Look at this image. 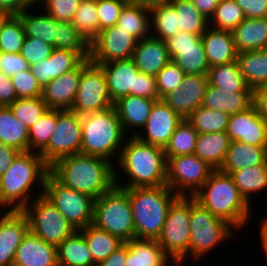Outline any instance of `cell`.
<instances>
[{"label":"cell","instance_id":"42","mask_svg":"<svg viewBox=\"0 0 267 266\" xmlns=\"http://www.w3.org/2000/svg\"><path fill=\"white\" fill-rule=\"evenodd\" d=\"M198 134L192 124L183 119L164 148L167 161L174 156L194 154Z\"/></svg>","mask_w":267,"mask_h":266},{"label":"cell","instance_id":"5","mask_svg":"<svg viewBox=\"0 0 267 266\" xmlns=\"http://www.w3.org/2000/svg\"><path fill=\"white\" fill-rule=\"evenodd\" d=\"M132 206L135 238L157 240L170 206L179 197L167 185L124 189Z\"/></svg>","mask_w":267,"mask_h":266},{"label":"cell","instance_id":"48","mask_svg":"<svg viewBox=\"0 0 267 266\" xmlns=\"http://www.w3.org/2000/svg\"><path fill=\"white\" fill-rule=\"evenodd\" d=\"M26 35L17 15H10L0 29V52L20 53Z\"/></svg>","mask_w":267,"mask_h":266},{"label":"cell","instance_id":"19","mask_svg":"<svg viewBox=\"0 0 267 266\" xmlns=\"http://www.w3.org/2000/svg\"><path fill=\"white\" fill-rule=\"evenodd\" d=\"M89 63V58L84 59L76 68L51 80L43 87L42 98L49 109H71L79 88L81 72Z\"/></svg>","mask_w":267,"mask_h":266},{"label":"cell","instance_id":"36","mask_svg":"<svg viewBox=\"0 0 267 266\" xmlns=\"http://www.w3.org/2000/svg\"><path fill=\"white\" fill-rule=\"evenodd\" d=\"M150 16L149 7L127 2L121 10L117 25L140 41L151 36Z\"/></svg>","mask_w":267,"mask_h":266},{"label":"cell","instance_id":"57","mask_svg":"<svg viewBox=\"0 0 267 266\" xmlns=\"http://www.w3.org/2000/svg\"><path fill=\"white\" fill-rule=\"evenodd\" d=\"M135 96L160 100L155 76L147 75L139 71L136 75Z\"/></svg>","mask_w":267,"mask_h":266},{"label":"cell","instance_id":"1","mask_svg":"<svg viewBox=\"0 0 267 266\" xmlns=\"http://www.w3.org/2000/svg\"><path fill=\"white\" fill-rule=\"evenodd\" d=\"M114 166L115 186L122 189L167 185L168 161L164 148L141 142L136 136L126 138ZM118 162V163H117ZM118 172V173H117ZM128 182L119 179L122 173Z\"/></svg>","mask_w":267,"mask_h":266},{"label":"cell","instance_id":"31","mask_svg":"<svg viewBox=\"0 0 267 266\" xmlns=\"http://www.w3.org/2000/svg\"><path fill=\"white\" fill-rule=\"evenodd\" d=\"M267 163V154L264 146H253L238 141H231L226 158L220 171L226 174L245 167H252Z\"/></svg>","mask_w":267,"mask_h":266},{"label":"cell","instance_id":"34","mask_svg":"<svg viewBox=\"0 0 267 266\" xmlns=\"http://www.w3.org/2000/svg\"><path fill=\"white\" fill-rule=\"evenodd\" d=\"M58 266H96L83 234L76 230L57 246Z\"/></svg>","mask_w":267,"mask_h":266},{"label":"cell","instance_id":"58","mask_svg":"<svg viewBox=\"0 0 267 266\" xmlns=\"http://www.w3.org/2000/svg\"><path fill=\"white\" fill-rule=\"evenodd\" d=\"M243 9L246 18H266L267 0H235Z\"/></svg>","mask_w":267,"mask_h":266},{"label":"cell","instance_id":"39","mask_svg":"<svg viewBox=\"0 0 267 266\" xmlns=\"http://www.w3.org/2000/svg\"><path fill=\"white\" fill-rule=\"evenodd\" d=\"M79 231L83 234L96 265L124 243L118 237L97 228L93 224L87 225Z\"/></svg>","mask_w":267,"mask_h":266},{"label":"cell","instance_id":"44","mask_svg":"<svg viewBox=\"0 0 267 266\" xmlns=\"http://www.w3.org/2000/svg\"><path fill=\"white\" fill-rule=\"evenodd\" d=\"M230 114L200 106L187 120L201 133L226 132Z\"/></svg>","mask_w":267,"mask_h":266},{"label":"cell","instance_id":"56","mask_svg":"<svg viewBox=\"0 0 267 266\" xmlns=\"http://www.w3.org/2000/svg\"><path fill=\"white\" fill-rule=\"evenodd\" d=\"M29 68L30 65L20 53L8 54L1 52L0 71L8 77L11 78Z\"/></svg>","mask_w":267,"mask_h":266},{"label":"cell","instance_id":"29","mask_svg":"<svg viewBox=\"0 0 267 266\" xmlns=\"http://www.w3.org/2000/svg\"><path fill=\"white\" fill-rule=\"evenodd\" d=\"M254 103L253 92H231L224 91L207 84L203 106L228 114L242 112L251 107Z\"/></svg>","mask_w":267,"mask_h":266},{"label":"cell","instance_id":"30","mask_svg":"<svg viewBox=\"0 0 267 266\" xmlns=\"http://www.w3.org/2000/svg\"><path fill=\"white\" fill-rule=\"evenodd\" d=\"M231 32L238 53L267 49V17L245 18Z\"/></svg>","mask_w":267,"mask_h":266},{"label":"cell","instance_id":"64","mask_svg":"<svg viewBox=\"0 0 267 266\" xmlns=\"http://www.w3.org/2000/svg\"><path fill=\"white\" fill-rule=\"evenodd\" d=\"M196 9L209 20L221 0H190Z\"/></svg>","mask_w":267,"mask_h":266},{"label":"cell","instance_id":"43","mask_svg":"<svg viewBox=\"0 0 267 266\" xmlns=\"http://www.w3.org/2000/svg\"><path fill=\"white\" fill-rule=\"evenodd\" d=\"M177 12L179 30L202 35L208 27V20L196 9L190 0H169Z\"/></svg>","mask_w":267,"mask_h":266},{"label":"cell","instance_id":"6","mask_svg":"<svg viewBox=\"0 0 267 266\" xmlns=\"http://www.w3.org/2000/svg\"><path fill=\"white\" fill-rule=\"evenodd\" d=\"M81 124V153L107 159L115 165L113 161L118 159L127 136L114 106L81 115Z\"/></svg>","mask_w":267,"mask_h":266},{"label":"cell","instance_id":"52","mask_svg":"<svg viewBox=\"0 0 267 266\" xmlns=\"http://www.w3.org/2000/svg\"><path fill=\"white\" fill-rule=\"evenodd\" d=\"M11 80L18 99L42 97L43 87L30 68L11 77Z\"/></svg>","mask_w":267,"mask_h":266},{"label":"cell","instance_id":"62","mask_svg":"<svg viewBox=\"0 0 267 266\" xmlns=\"http://www.w3.org/2000/svg\"><path fill=\"white\" fill-rule=\"evenodd\" d=\"M26 0H0V12L9 15H19L22 11L31 9Z\"/></svg>","mask_w":267,"mask_h":266},{"label":"cell","instance_id":"49","mask_svg":"<svg viewBox=\"0 0 267 266\" xmlns=\"http://www.w3.org/2000/svg\"><path fill=\"white\" fill-rule=\"evenodd\" d=\"M15 118L21 121L29 129L49 109L42 97L19 98L8 106Z\"/></svg>","mask_w":267,"mask_h":266},{"label":"cell","instance_id":"22","mask_svg":"<svg viewBox=\"0 0 267 266\" xmlns=\"http://www.w3.org/2000/svg\"><path fill=\"white\" fill-rule=\"evenodd\" d=\"M156 101V99H149L147 97L128 95L114 102L113 106L126 135L132 133L130 136H136L141 132L148 121ZM130 128L137 130L128 132L131 130Z\"/></svg>","mask_w":267,"mask_h":266},{"label":"cell","instance_id":"20","mask_svg":"<svg viewBox=\"0 0 267 266\" xmlns=\"http://www.w3.org/2000/svg\"><path fill=\"white\" fill-rule=\"evenodd\" d=\"M267 123L253 104L247 110L231 114L226 133L230 141L253 146H265Z\"/></svg>","mask_w":267,"mask_h":266},{"label":"cell","instance_id":"35","mask_svg":"<svg viewBox=\"0 0 267 266\" xmlns=\"http://www.w3.org/2000/svg\"><path fill=\"white\" fill-rule=\"evenodd\" d=\"M236 61L249 88L267 85V49L238 53Z\"/></svg>","mask_w":267,"mask_h":266},{"label":"cell","instance_id":"55","mask_svg":"<svg viewBox=\"0 0 267 266\" xmlns=\"http://www.w3.org/2000/svg\"><path fill=\"white\" fill-rule=\"evenodd\" d=\"M54 49L53 46L46 43L44 40L26 36L20 54L28 64L32 66L41 60L47 59Z\"/></svg>","mask_w":267,"mask_h":266},{"label":"cell","instance_id":"11","mask_svg":"<svg viewBox=\"0 0 267 266\" xmlns=\"http://www.w3.org/2000/svg\"><path fill=\"white\" fill-rule=\"evenodd\" d=\"M157 242L176 264L189 252V196H179L170 206Z\"/></svg>","mask_w":267,"mask_h":266},{"label":"cell","instance_id":"21","mask_svg":"<svg viewBox=\"0 0 267 266\" xmlns=\"http://www.w3.org/2000/svg\"><path fill=\"white\" fill-rule=\"evenodd\" d=\"M0 216V266H12L17 248L29 231L22 211L5 210Z\"/></svg>","mask_w":267,"mask_h":266},{"label":"cell","instance_id":"67","mask_svg":"<svg viewBox=\"0 0 267 266\" xmlns=\"http://www.w3.org/2000/svg\"><path fill=\"white\" fill-rule=\"evenodd\" d=\"M32 7L36 5L39 8L45 3L46 0H26ZM38 4V5H37Z\"/></svg>","mask_w":267,"mask_h":266},{"label":"cell","instance_id":"37","mask_svg":"<svg viewBox=\"0 0 267 266\" xmlns=\"http://www.w3.org/2000/svg\"><path fill=\"white\" fill-rule=\"evenodd\" d=\"M28 128L17 120L10 108L0 107V142L20 152L29 151Z\"/></svg>","mask_w":267,"mask_h":266},{"label":"cell","instance_id":"12","mask_svg":"<svg viewBox=\"0 0 267 266\" xmlns=\"http://www.w3.org/2000/svg\"><path fill=\"white\" fill-rule=\"evenodd\" d=\"M81 115L71 110H57V123L48 146L40 153L50 167L57 160L81 153Z\"/></svg>","mask_w":267,"mask_h":266},{"label":"cell","instance_id":"53","mask_svg":"<svg viewBox=\"0 0 267 266\" xmlns=\"http://www.w3.org/2000/svg\"><path fill=\"white\" fill-rule=\"evenodd\" d=\"M82 1L83 0H46L36 11H45L58 21L71 22Z\"/></svg>","mask_w":267,"mask_h":266},{"label":"cell","instance_id":"27","mask_svg":"<svg viewBox=\"0 0 267 266\" xmlns=\"http://www.w3.org/2000/svg\"><path fill=\"white\" fill-rule=\"evenodd\" d=\"M83 60L84 58L77 51L54 49L47 59L33 64L30 69L40 85L44 87L51 80L76 68Z\"/></svg>","mask_w":267,"mask_h":266},{"label":"cell","instance_id":"23","mask_svg":"<svg viewBox=\"0 0 267 266\" xmlns=\"http://www.w3.org/2000/svg\"><path fill=\"white\" fill-rule=\"evenodd\" d=\"M97 65L105 73L107 89L113 103L124 96H135L136 75L139 70L132 59Z\"/></svg>","mask_w":267,"mask_h":266},{"label":"cell","instance_id":"51","mask_svg":"<svg viewBox=\"0 0 267 266\" xmlns=\"http://www.w3.org/2000/svg\"><path fill=\"white\" fill-rule=\"evenodd\" d=\"M185 73L172 60L155 76L157 91L161 99L168 92L176 90L183 82Z\"/></svg>","mask_w":267,"mask_h":266},{"label":"cell","instance_id":"3","mask_svg":"<svg viewBox=\"0 0 267 266\" xmlns=\"http://www.w3.org/2000/svg\"><path fill=\"white\" fill-rule=\"evenodd\" d=\"M49 172L50 167L39 153L20 152L9 169L0 176V207L22 211L32 201L30 193L34 185L44 192Z\"/></svg>","mask_w":267,"mask_h":266},{"label":"cell","instance_id":"59","mask_svg":"<svg viewBox=\"0 0 267 266\" xmlns=\"http://www.w3.org/2000/svg\"><path fill=\"white\" fill-rule=\"evenodd\" d=\"M17 99L11 78L0 71V107H7Z\"/></svg>","mask_w":267,"mask_h":266},{"label":"cell","instance_id":"26","mask_svg":"<svg viewBox=\"0 0 267 266\" xmlns=\"http://www.w3.org/2000/svg\"><path fill=\"white\" fill-rule=\"evenodd\" d=\"M201 39L209 67L236 61L238 52L231 31L208 26Z\"/></svg>","mask_w":267,"mask_h":266},{"label":"cell","instance_id":"18","mask_svg":"<svg viewBox=\"0 0 267 266\" xmlns=\"http://www.w3.org/2000/svg\"><path fill=\"white\" fill-rule=\"evenodd\" d=\"M207 84V75L185 74L180 87L168 92L161 99L183 119H187L195 110L203 106Z\"/></svg>","mask_w":267,"mask_h":266},{"label":"cell","instance_id":"15","mask_svg":"<svg viewBox=\"0 0 267 266\" xmlns=\"http://www.w3.org/2000/svg\"><path fill=\"white\" fill-rule=\"evenodd\" d=\"M138 40L117 24L105 28L89 43V60L94 64L132 59Z\"/></svg>","mask_w":267,"mask_h":266},{"label":"cell","instance_id":"40","mask_svg":"<svg viewBox=\"0 0 267 266\" xmlns=\"http://www.w3.org/2000/svg\"><path fill=\"white\" fill-rule=\"evenodd\" d=\"M240 194L250 204L252 194L267 189V163L245 167L229 174Z\"/></svg>","mask_w":267,"mask_h":266},{"label":"cell","instance_id":"8","mask_svg":"<svg viewBox=\"0 0 267 266\" xmlns=\"http://www.w3.org/2000/svg\"><path fill=\"white\" fill-rule=\"evenodd\" d=\"M92 224L123 242L134 239L135 226L128 193L114 186L95 200Z\"/></svg>","mask_w":267,"mask_h":266},{"label":"cell","instance_id":"66","mask_svg":"<svg viewBox=\"0 0 267 266\" xmlns=\"http://www.w3.org/2000/svg\"><path fill=\"white\" fill-rule=\"evenodd\" d=\"M128 2L151 8L152 6L169 2V0H128Z\"/></svg>","mask_w":267,"mask_h":266},{"label":"cell","instance_id":"25","mask_svg":"<svg viewBox=\"0 0 267 266\" xmlns=\"http://www.w3.org/2000/svg\"><path fill=\"white\" fill-rule=\"evenodd\" d=\"M132 60L141 73L156 76L171 61V57L164 40L149 36L138 41Z\"/></svg>","mask_w":267,"mask_h":266},{"label":"cell","instance_id":"68","mask_svg":"<svg viewBox=\"0 0 267 266\" xmlns=\"http://www.w3.org/2000/svg\"><path fill=\"white\" fill-rule=\"evenodd\" d=\"M10 15L4 12H0V29L4 21L9 17Z\"/></svg>","mask_w":267,"mask_h":266},{"label":"cell","instance_id":"7","mask_svg":"<svg viewBox=\"0 0 267 266\" xmlns=\"http://www.w3.org/2000/svg\"><path fill=\"white\" fill-rule=\"evenodd\" d=\"M233 230L235 229L226 221L215 217L193 197H190L189 252L175 266H181L189 254L192 261L200 260L216 246L230 240Z\"/></svg>","mask_w":267,"mask_h":266},{"label":"cell","instance_id":"17","mask_svg":"<svg viewBox=\"0 0 267 266\" xmlns=\"http://www.w3.org/2000/svg\"><path fill=\"white\" fill-rule=\"evenodd\" d=\"M182 121L183 118L162 99L157 100L152 107L145 127L136 137L141 142L165 148L175 129Z\"/></svg>","mask_w":267,"mask_h":266},{"label":"cell","instance_id":"14","mask_svg":"<svg viewBox=\"0 0 267 266\" xmlns=\"http://www.w3.org/2000/svg\"><path fill=\"white\" fill-rule=\"evenodd\" d=\"M103 69L90 62L81 72L79 88L71 111L83 115L113 107Z\"/></svg>","mask_w":267,"mask_h":266},{"label":"cell","instance_id":"41","mask_svg":"<svg viewBox=\"0 0 267 266\" xmlns=\"http://www.w3.org/2000/svg\"><path fill=\"white\" fill-rule=\"evenodd\" d=\"M150 15L151 29L153 27L156 32L151 33V36L166 40L180 31L177 12L170 2L152 6Z\"/></svg>","mask_w":267,"mask_h":266},{"label":"cell","instance_id":"47","mask_svg":"<svg viewBox=\"0 0 267 266\" xmlns=\"http://www.w3.org/2000/svg\"><path fill=\"white\" fill-rule=\"evenodd\" d=\"M245 18L243 9L235 0H221L214 14L208 20V26L215 29L232 31Z\"/></svg>","mask_w":267,"mask_h":266},{"label":"cell","instance_id":"13","mask_svg":"<svg viewBox=\"0 0 267 266\" xmlns=\"http://www.w3.org/2000/svg\"><path fill=\"white\" fill-rule=\"evenodd\" d=\"M214 170L195 154L171 157L167 167V186L178 196L193 197Z\"/></svg>","mask_w":267,"mask_h":266},{"label":"cell","instance_id":"10","mask_svg":"<svg viewBox=\"0 0 267 266\" xmlns=\"http://www.w3.org/2000/svg\"><path fill=\"white\" fill-rule=\"evenodd\" d=\"M43 195L76 230L92 224L95 199L61 184L50 172L45 180Z\"/></svg>","mask_w":267,"mask_h":266},{"label":"cell","instance_id":"2","mask_svg":"<svg viewBox=\"0 0 267 266\" xmlns=\"http://www.w3.org/2000/svg\"><path fill=\"white\" fill-rule=\"evenodd\" d=\"M114 166L107 159L76 153L57 160L50 173L61 184L97 200L115 186Z\"/></svg>","mask_w":267,"mask_h":266},{"label":"cell","instance_id":"32","mask_svg":"<svg viewBox=\"0 0 267 266\" xmlns=\"http://www.w3.org/2000/svg\"><path fill=\"white\" fill-rule=\"evenodd\" d=\"M29 10H24L17 15L23 24L25 35L44 40L55 48V43L59 40L60 34L59 21L45 11L40 14H34Z\"/></svg>","mask_w":267,"mask_h":266},{"label":"cell","instance_id":"38","mask_svg":"<svg viewBox=\"0 0 267 266\" xmlns=\"http://www.w3.org/2000/svg\"><path fill=\"white\" fill-rule=\"evenodd\" d=\"M208 84L231 92H253L242 76L237 61L209 68Z\"/></svg>","mask_w":267,"mask_h":266},{"label":"cell","instance_id":"46","mask_svg":"<svg viewBox=\"0 0 267 266\" xmlns=\"http://www.w3.org/2000/svg\"><path fill=\"white\" fill-rule=\"evenodd\" d=\"M56 123L57 109H48L41 119L28 130L29 151L40 154L48 146Z\"/></svg>","mask_w":267,"mask_h":266},{"label":"cell","instance_id":"54","mask_svg":"<svg viewBox=\"0 0 267 266\" xmlns=\"http://www.w3.org/2000/svg\"><path fill=\"white\" fill-rule=\"evenodd\" d=\"M128 0H97L99 32L117 24L120 13Z\"/></svg>","mask_w":267,"mask_h":266},{"label":"cell","instance_id":"28","mask_svg":"<svg viewBox=\"0 0 267 266\" xmlns=\"http://www.w3.org/2000/svg\"><path fill=\"white\" fill-rule=\"evenodd\" d=\"M126 243V266H170V263L176 265L157 240L134 238Z\"/></svg>","mask_w":267,"mask_h":266},{"label":"cell","instance_id":"9","mask_svg":"<svg viewBox=\"0 0 267 266\" xmlns=\"http://www.w3.org/2000/svg\"><path fill=\"white\" fill-rule=\"evenodd\" d=\"M22 212L28 219L29 231L55 246L76 231L74 226L43 195V192L39 191Z\"/></svg>","mask_w":267,"mask_h":266},{"label":"cell","instance_id":"4","mask_svg":"<svg viewBox=\"0 0 267 266\" xmlns=\"http://www.w3.org/2000/svg\"><path fill=\"white\" fill-rule=\"evenodd\" d=\"M193 198L215 217L226 221L236 230L251 220L252 204L240 194L232 177L219 169L210 174Z\"/></svg>","mask_w":267,"mask_h":266},{"label":"cell","instance_id":"33","mask_svg":"<svg viewBox=\"0 0 267 266\" xmlns=\"http://www.w3.org/2000/svg\"><path fill=\"white\" fill-rule=\"evenodd\" d=\"M230 138L226 132L198 134L194 154L212 168L220 169L225 161Z\"/></svg>","mask_w":267,"mask_h":266},{"label":"cell","instance_id":"69","mask_svg":"<svg viewBox=\"0 0 267 266\" xmlns=\"http://www.w3.org/2000/svg\"><path fill=\"white\" fill-rule=\"evenodd\" d=\"M265 150H266V154H267V132H266V143H265Z\"/></svg>","mask_w":267,"mask_h":266},{"label":"cell","instance_id":"63","mask_svg":"<svg viewBox=\"0 0 267 266\" xmlns=\"http://www.w3.org/2000/svg\"><path fill=\"white\" fill-rule=\"evenodd\" d=\"M253 99L259 115L267 123V85L257 87L253 91Z\"/></svg>","mask_w":267,"mask_h":266},{"label":"cell","instance_id":"16","mask_svg":"<svg viewBox=\"0 0 267 266\" xmlns=\"http://www.w3.org/2000/svg\"><path fill=\"white\" fill-rule=\"evenodd\" d=\"M164 41L171 60L185 74H208L210 67L200 35L179 31Z\"/></svg>","mask_w":267,"mask_h":266},{"label":"cell","instance_id":"61","mask_svg":"<svg viewBox=\"0 0 267 266\" xmlns=\"http://www.w3.org/2000/svg\"><path fill=\"white\" fill-rule=\"evenodd\" d=\"M19 153L16 148L0 142V176L9 169Z\"/></svg>","mask_w":267,"mask_h":266},{"label":"cell","instance_id":"65","mask_svg":"<svg viewBox=\"0 0 267 266\" xmlns=\"http://www.w3.org/2000/svg\"><path fill=\"white\" fill-rule=\"evenodd\" d=\"M260 223H261L259 226L261 228L260 234H259L260 239H261L260 243L262 245L261 247H263L262 248L263 255L265 254L266 259H267V216H265L263 220H261Z\"/></svg>","mask_w":267,"mask_h":266},{"label":"cell","instance_id":"24","mask_svg":"<svg viewBox=\"0 0 267 266\" xmlns=\"http://www.w3.org/2000/svg\"><path fill=\"white\" fill-rule=\"evenodd\" d=\"M12 266H58L57 246L28 231L17 248Z\"/></svg>","mask_w":267,"mask_h":266},{"label":"cell","instance_id":"60","mask_svg":"<svg viewBox=\"0 0 267 266\" xmlns=\"http://www.w3.org/2000/svg\"><path fill=\"white\" fill-rule=\"evenodd\" d=\"M127 243L124 242L105 260L99 262L96 266H126Z\"/></svg>","mask_w":267,"mask_h":266},{"label":"cell","instance_id":"45","mask_svg":"<svg viewBox=\"0 0 267 266\" xmlns=\"http://www.w3.org/2000/svg\"><path fill=\"white\" fill-rule=\"evenodd\" d=\"M96 3L97 0H83L71 21L88 43L99 34Z\"/></svg>","mask_w":267,"mask_h":266},{"label":"cell","instance_id":"50","mask_svg":"<svg viewBox=\"0 0 267 266\" xmlns=\"http://www.w3.org/2000/svg\"><path fill=\"white\" fill-rule=\"evenodd\" d=\"M59 40L55 49L77 51L84 59L89 58V43L71 22L59 21Z\"/></svg>","mask_w":267,"mask_h":266}]
</instances>
